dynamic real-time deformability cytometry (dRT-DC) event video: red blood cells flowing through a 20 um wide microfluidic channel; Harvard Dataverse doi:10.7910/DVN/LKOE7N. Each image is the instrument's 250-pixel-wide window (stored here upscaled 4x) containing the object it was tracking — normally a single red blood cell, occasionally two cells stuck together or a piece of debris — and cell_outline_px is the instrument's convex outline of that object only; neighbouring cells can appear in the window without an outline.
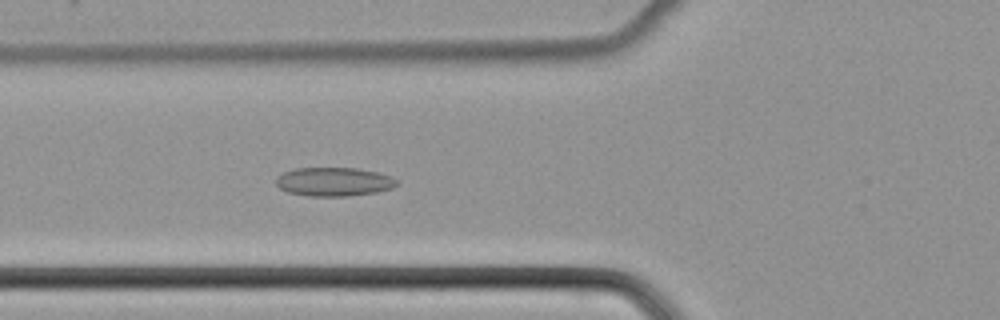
{"species": "common noctule bat (a hibernating species)", "species_latin": "Nyctalus noctula", "temperature_condition": "cold", "stored_images_in_passage": 38, "camera_frame_rate_fps": 3000, "um_per_image_px": 0.085, "animal": {"sex": "female", "body_mass_g": 22.7, "forearm_length_mm": 54.2}, "frame": {"image": 1, "passage_image": 7, "time_ms": 2.0, "image_size_px": [1000, 320], "cell_outline_px": [[400, 184], [392, 188], [376, 192], [348, 196], [308, 196], [288, 192], [280, 188], [276, 184], [276, 176], [284, 172], [296, 168], [356, 168], [376, 172], [392, 176]], "centroid_in_image_um": [28.39, 15.45], "position_along_channel_um": 97.4, "area_um2": 20.29}}
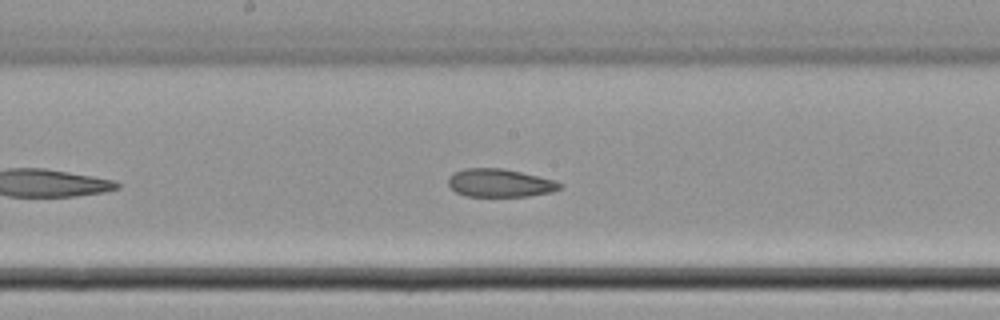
{"frame": {"image": 2, "passage_image": 15, "time_ms": 4.667, "image_size_px": [1000, 320], "cell_outline_px": [[560, 188], [552, 192], [528, 196], [468, 196], [456, 192], [448, 184], [448, 176], [452, 172], [464, 168], [500, 168], [520, 172], [556, 180], [560, 184]], "centroid_in_image_um": [42.45, 15.54], "position_along_channel_um": 205.8, "area_um2": 18.21}}
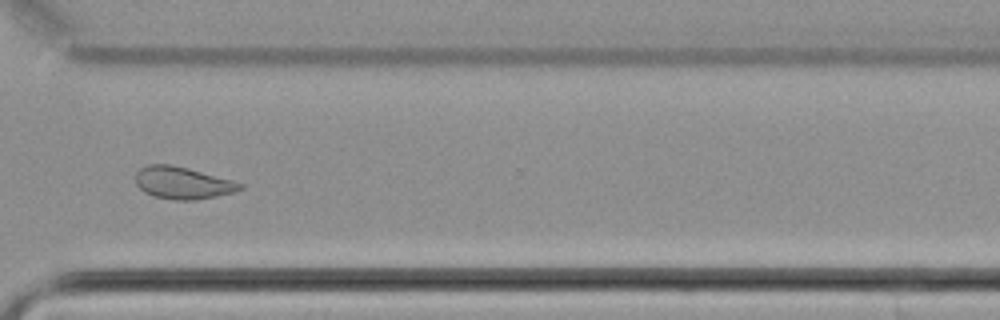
{"frame": {"image": 3, "passage_image": 26, "time_ms": 8.333, "image_size_px": [1000, 320], "cell_outline_px": [[244, 188], [232, 192], [216, 196], [196, 200], [176, 200], [156, 196], [144, 192], [136, 184], [136, 172], [140, 168], [148, 164], [168, 164], [188, 168], [236, 180], [244, 184]], "centroid_in_image_um": [15.56, 15.53], "position_along_channel_um": 355.0, "area_um2": 19.65}}